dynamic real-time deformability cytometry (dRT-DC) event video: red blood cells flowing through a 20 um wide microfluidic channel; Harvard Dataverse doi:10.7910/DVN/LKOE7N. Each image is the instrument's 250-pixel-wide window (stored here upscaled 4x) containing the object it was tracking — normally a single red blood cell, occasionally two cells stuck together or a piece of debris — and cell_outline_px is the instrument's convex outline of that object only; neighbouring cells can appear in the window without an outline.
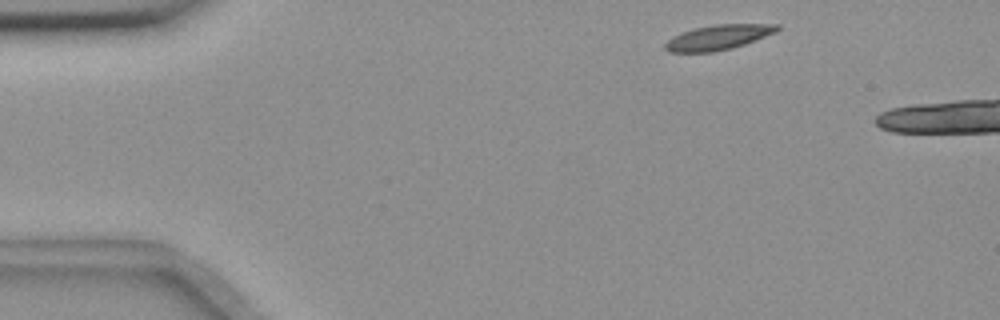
{"species": "common noctule bat (a hibernating species)", "species_latin": "Nyctalus noctula", "temperature_condition": "room temperature", "stored_images_in_passage": 8, "camera_frame_rate_fps": 3000, "um_per_image_px": 0.085, "animal": {"sex": "female", "body_mass_g": 18.4}, "frame": {"image": 1, "passage_image": 1, "time_ms": 0.0, "image_size_px": [1000, 320], "cell_outline_px": [[780, 28], [776, 32], [744, 44], [732, 48], [712, 52], [668, 52], [664, 48], [664, 44], [668, 40], [692, 28], [716, 24], [780, 24]], "centroid_in_image_um": [61.06, 3.17], "position_along_channel_um": 23.9, "area_um2": 16.13}}